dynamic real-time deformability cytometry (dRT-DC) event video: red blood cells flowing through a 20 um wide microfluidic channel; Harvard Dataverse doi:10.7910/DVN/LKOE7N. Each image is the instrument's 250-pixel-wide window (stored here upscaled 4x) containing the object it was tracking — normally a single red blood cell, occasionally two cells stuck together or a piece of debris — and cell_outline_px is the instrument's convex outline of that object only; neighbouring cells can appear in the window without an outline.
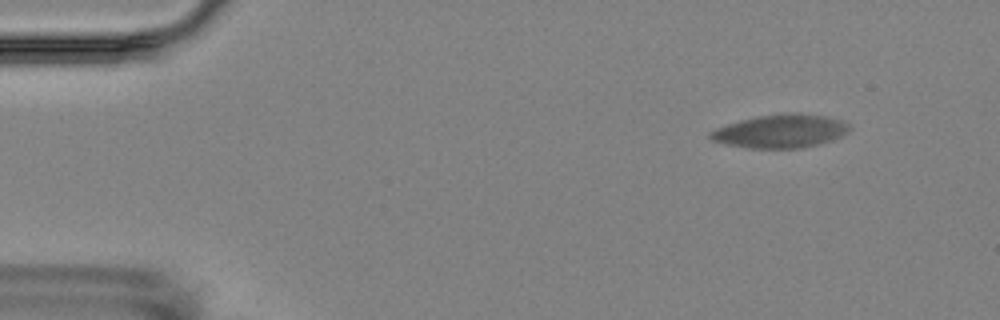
{"species": "Egyptian fruit bat (a non-hibernating species)", "species_latin": "Rousettus aegyptiacus", "temperature_condition": "room temperature", "stored_images_in_passage": 4, "camera_frame_rate_fps": 3000, "um_per_image_px": 0.085, "animal": {"sex": "female"}, "frame": {"image": 1, "passage_image": 1, "time_ms": 0.0, "image_size_px": [1000, 320], "cell_outline_px": [[852, 128], [848, 132], [832, 140], [800, 148], [748, 148], [728, 144], [712, 140], [708, 136], [708, 132], [716, 128], [728, 124], [756, 116], [824, 116], [840, 120], [848, 124]], "centroid_in_image_um": [66.31, 11.2], "position_along_channel_um": 18.7, "area_um2": 25.84}}